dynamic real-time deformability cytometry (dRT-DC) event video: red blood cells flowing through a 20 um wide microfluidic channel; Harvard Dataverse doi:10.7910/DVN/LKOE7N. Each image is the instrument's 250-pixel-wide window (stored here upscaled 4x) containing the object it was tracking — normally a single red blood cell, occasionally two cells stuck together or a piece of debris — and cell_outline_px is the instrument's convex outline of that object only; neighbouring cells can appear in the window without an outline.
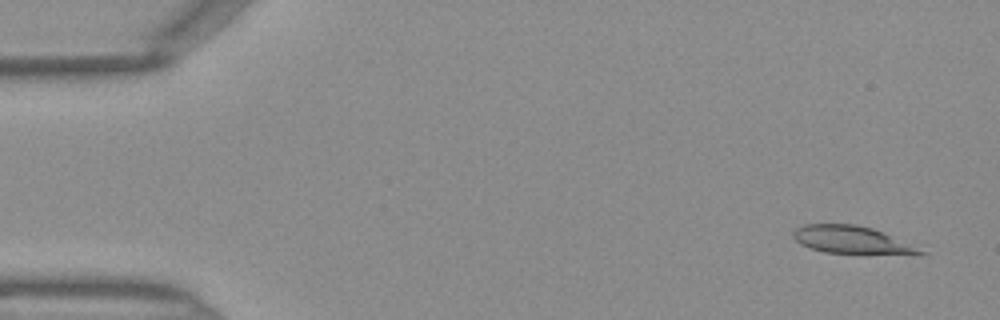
{"species": "Egyptian fruit bat (a non-hibernating species)", "species_latin": "Rousettus aegyptiacus", "temperature_condition": "warm", "stored_images_in_passage": 47, "camera_frame_rate_fps": 3000, "um_per_image_px": 0.085, "frame": {"image": 1, "passage_image": 3, "time_ms": 0.667, "image_size_px": [1000, 320], "cell_outline_px": [[928, 252], [824, 252], [808, 248], [800, 244], [792, 236], [792, 232], [796, 228], [804, 224], [856, 224], [872, 228]], "centroid_in_image_um": [72.16, 20.33], "position_along_channel_um": 12.8, "area_um2": 19.25}}
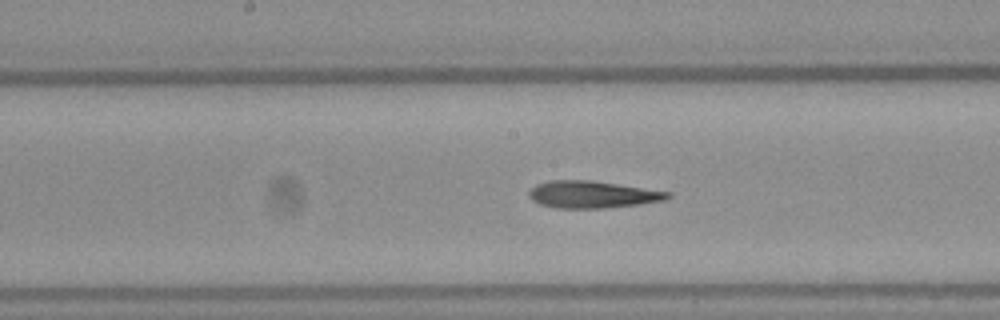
{"frame": {"image": 2, "passage_image": 24, "time_ms": 7.667, "image_size_px": [1000, 320], "cell_outline_px": [[672, 196], [664, 200], [640, 204], [604, 208], [556, 208], [540, 204], [532, 200], [528, 196], [528, 192], [536, 184], [548, 180], [592, 180], [672, 192]], "centroid_in_image_um": [50.35, 16.52], "position_along_channel_um": 197.9, "area_um2": 22.02}}
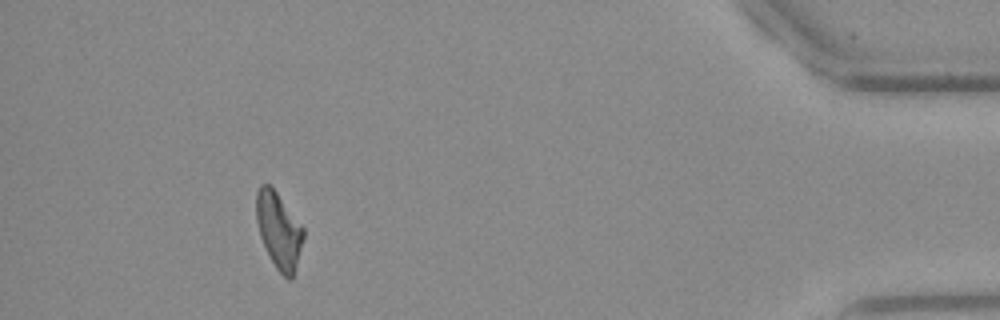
{"frame": {"image": 3, "passage_image": 43, "time_ms": 14.0, "image_size_px": [1000, 320], "cell_outline_px": [[304, 236], [292, 280], [288, 280], [276, 268], [260, 236], [256, 220], [256, 192], [260, 184], [268, 184], [276, 192], [304, 228]], "centroid_in_image_um": [23.69, 19.57], "position_along_channel_um": 411.5, "area_um2": 20.52}}